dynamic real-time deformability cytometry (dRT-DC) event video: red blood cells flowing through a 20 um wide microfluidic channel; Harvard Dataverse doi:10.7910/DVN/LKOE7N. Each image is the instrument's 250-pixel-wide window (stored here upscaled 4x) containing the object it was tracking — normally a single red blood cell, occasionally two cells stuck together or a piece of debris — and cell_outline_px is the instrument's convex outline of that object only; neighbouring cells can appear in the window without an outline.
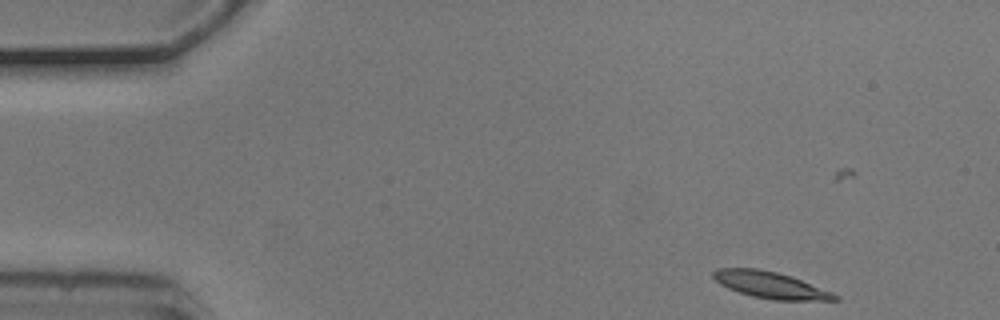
{"species": "common noctule bat (a hibernating species)", "species_latin": "Nyctalus noctula", "temperature_condition": "cold", "stored_images_in_passage": 9, "camera_frame_rate_fps": 3000, "um_per_image_px": 0.085, "animal": {"sex": "male", "body_mass_g": 20.5, "forearm_length_mm": 52.5}, "frame": {"image": 1, "passage_image": 1, "time_ms": 0.0, "image_size_px": [1000, 320], "cell_outline_px": [[840, 300], [772, 300], [752, 296], [728, 288], [720, 284], [712, 276], [712, 272], [716, 268], [760, 268], [792, 276], [832, 292], [840, 296]], "centroid_in_image_um": [65.49, 24.22], "position_along_channel_um": 19.5, "area_um2": 18.84}}